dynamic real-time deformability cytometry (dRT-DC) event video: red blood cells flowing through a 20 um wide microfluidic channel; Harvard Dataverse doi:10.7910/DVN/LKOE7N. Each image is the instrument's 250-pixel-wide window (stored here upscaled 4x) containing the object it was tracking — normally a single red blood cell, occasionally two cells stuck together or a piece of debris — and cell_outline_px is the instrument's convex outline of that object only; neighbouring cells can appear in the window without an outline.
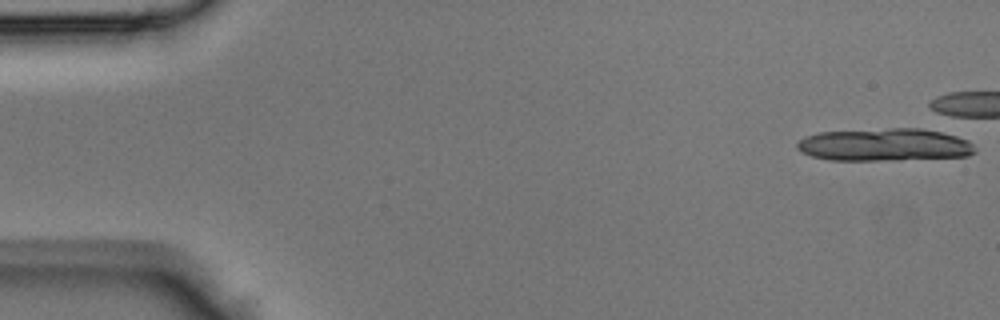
{"species": "Egyptian fruit bat (a non-hibernating species)", "species_latin": "Rousettus aegyptiacus", "temperature_condition": "room temperature", "stored_images_in_passage": 2, "camera_frame_rate_fps": 3000, "um_per_image_px": 0.085, "animal": {"sex": "male"}, "frame": {"image": 1, "passage_image": 1, "time_ms": 0.0, "image_size_px": [1000, 320], "cell_outline_px": [[976, 152], [968, 156], [900, 160], [828, 160], [812, 156], [800, 152], [796, 148], [796, 144], [804, 136], [820, 132], [888, 128], [920, 128], [940, 132], [956, 136], [968, 140], [976, 148]], "centroid_in_image_um": [75.18, 12.31], "position_along_channel_um": 9.8, "area_um2": 34.1}}